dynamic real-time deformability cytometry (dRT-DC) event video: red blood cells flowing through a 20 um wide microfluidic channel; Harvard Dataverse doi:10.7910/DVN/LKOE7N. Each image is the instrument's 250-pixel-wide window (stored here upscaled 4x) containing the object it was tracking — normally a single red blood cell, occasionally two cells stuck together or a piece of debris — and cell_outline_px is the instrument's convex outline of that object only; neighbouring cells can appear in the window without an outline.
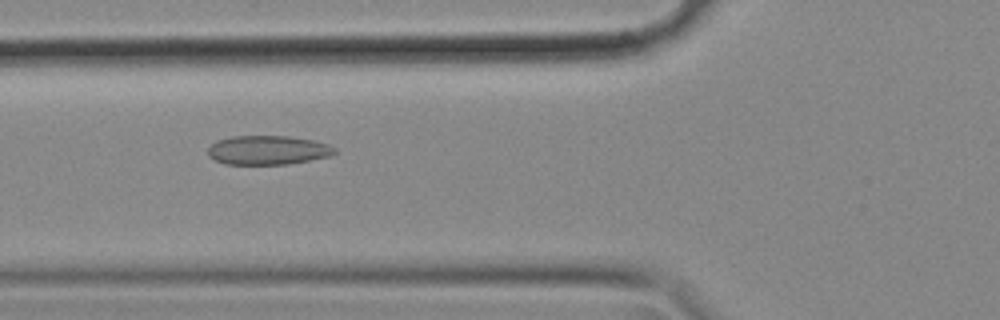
{"species": "common noctule bat (a hibernating species)", "species_latin": "Nyctalus noctula", "temperature_condition": "cold", "stored_images_in_passage": 46, "camera_frame_rate_fps": 3000, "um_per_image_px": 0.085, "animal": {"sex": "female", "body_mass_g": 18.4}, "frame": {"image": 1, "passage_image": 10, "time_ms": 3.0, "image_size_px": [1000, 320], "cell_outline_px": [[336, 152], [332, 156], [288, 164], [224, 164], [208, 156], [208, 148], [216, 140], [232, 136], [288, 136], [312, 140], [328, 144], [336, 148]], "centroid_in_image_um": [22.77, 12.76], "position_along_channel_um": 103.0, "area_um2": 21.56}}
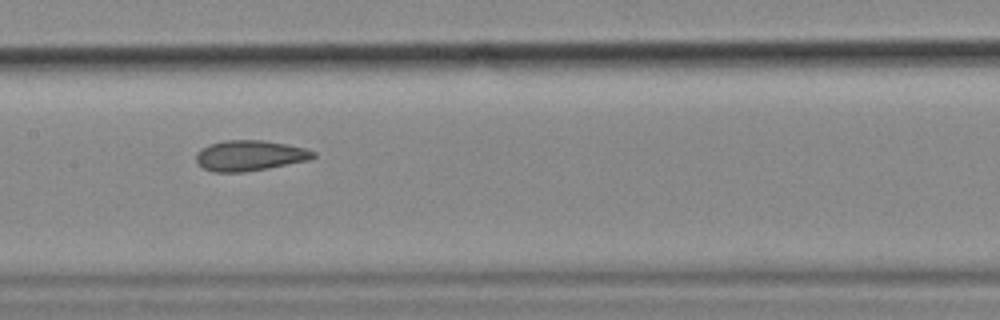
{"frame": {"image": 2, "passage_image": 17, "time_ms": 5.333, "image_size_px": [1000, 320], "cell_outline_px": [[316, 156], [308, 160], [268, 168], [244, 172], [212, 172], [204, 168], [196, 160], [196, 152], [200, 148], [208, 144], [224, 140], [264, 140], [304, 148], [316, 152]], "centroid_in_image_um": [21.19, 13.22], "position_along_channel_um": 186.2, "area_um2": 20.81}}
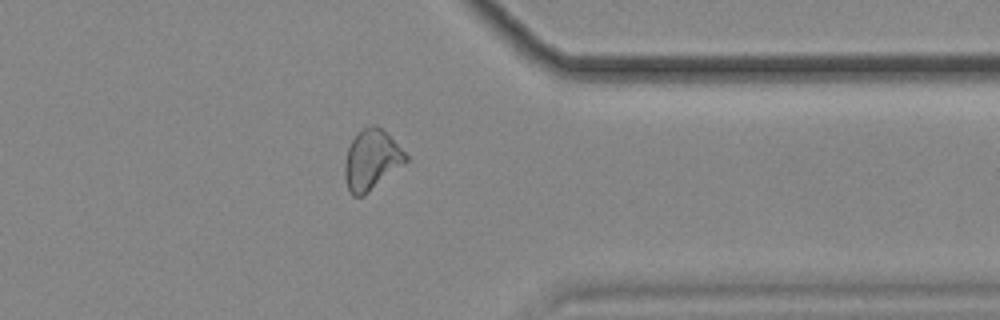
{"frame": {"image": 3, "passage_image": 34, "time_ms": 11.0, "image_size_px": [1000, 320], "cell_outline_px": [[408, 160], [364, 196], [352, 196], [348, 192], [344, 176], [344, 164], [348, 148], [356, 132], [372, 124], [376, 124], [408, 156]], "centroid_in_image_um": [31.52, 13.61], "position_along_channel_um": 379.9, "area_um2": 21.15}, "authors_computed_cell_mechanics": {"area_um2": 21.1837, "velocity_mm_per_s": 3.5582, "shape_relaxation_time_tau1_ms": null, "shape_relaxation_time_tau2_ms": 2.7587, "deformation_change_tau1": null, "deformation_change_tau2": 0.0885}}